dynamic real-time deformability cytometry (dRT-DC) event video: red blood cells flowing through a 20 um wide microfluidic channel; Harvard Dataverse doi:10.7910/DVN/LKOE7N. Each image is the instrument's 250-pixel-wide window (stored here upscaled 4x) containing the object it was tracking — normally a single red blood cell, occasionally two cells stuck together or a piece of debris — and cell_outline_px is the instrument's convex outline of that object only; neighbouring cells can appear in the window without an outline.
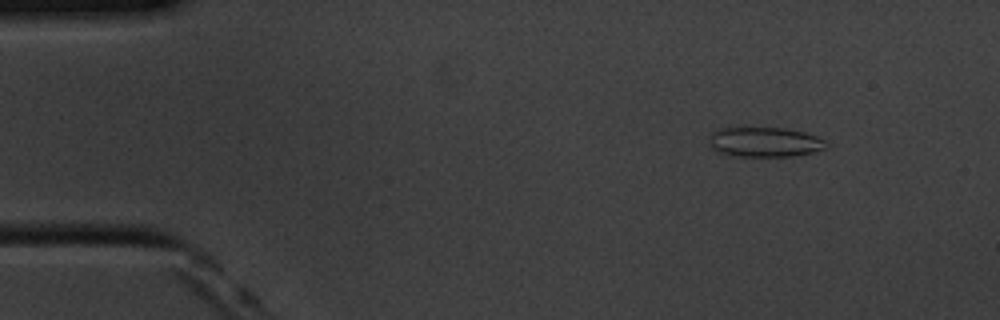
{"species": "common noctule bat (a hibernating species)", "species_latin": "Nyctalus noctula", "temperature_condition": "cold", "stored_images_in_passage": 16, "camera_frame_rate_fps": 3000, "um_per_image_px": 0.085, "animal": {"sex": "male", "body_mass_g": 20.1, "forearm_length_mm": 53.5}, "frame": {"image": 1, "passage_image": 6, "time_ms": 1.667, "image_size_px": [1000, 320], "cell_outline_px": [[828, 144], [824, 148], [816, 152], [792, 156], [736, 156], [720, 152], [708, 148], [708, 144], [712, 132], [720, 128], [784, 128], [804, 132], [816, 136], [824, 140]], "centroid_in_image_um": [64.98, 12.08], "position_along_channel_um": 20.0, "area_um2": 20.35}}